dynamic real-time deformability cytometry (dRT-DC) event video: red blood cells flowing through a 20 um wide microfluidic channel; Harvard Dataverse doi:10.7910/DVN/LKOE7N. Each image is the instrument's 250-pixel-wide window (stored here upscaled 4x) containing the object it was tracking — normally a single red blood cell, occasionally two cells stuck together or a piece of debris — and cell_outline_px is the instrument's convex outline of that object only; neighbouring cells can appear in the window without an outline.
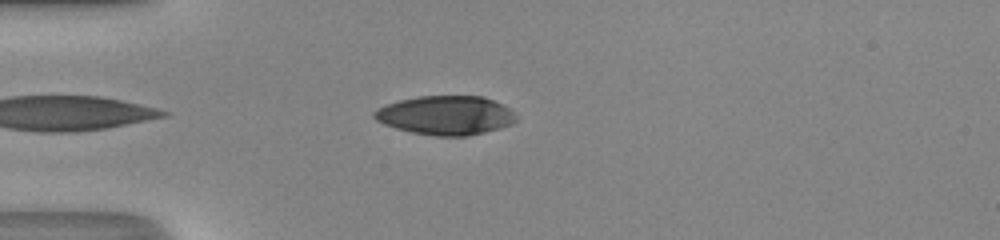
{"species": "human", "species_latin": "Homo sapiens", "temperature_condition": "room temperature", "stored_images_in_passage": 33, "camera_frame_rate_fps": 3000, "um_per_image_px": 0.085, "donor": {"sex": "male"}, "frame": {"image": 1, "passage_image": 1, "time_ms": 0.0, "image_size_px": [1000, 240], "cell_outline_px": [[516, 120], [512, 124], [484, 132], [468, 136], [436, 136], [412, 132], [396, 128], [384, 124], [376, 120], [372, 116], [372, 112], [376, 108], [400, 100], [420, 96], [484, 96], [508, 108], [516, 116]], "centroid_in_image_um": [37.85, 9.8], "position_along_channel_um": 47.1, "area_um2": 32.08}}
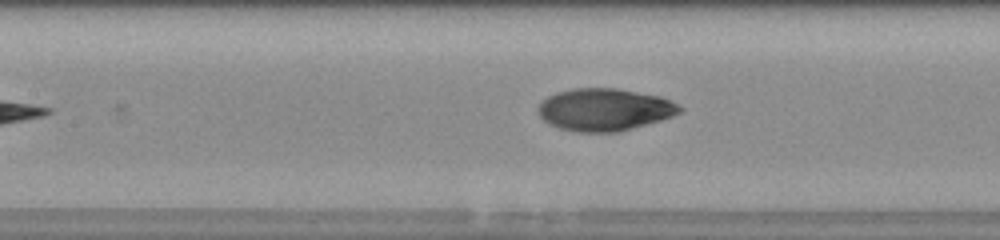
{"frame": {"image": 2, "passage_image": 10, "time_ms": 3.0, "image_size_px": [1000, 240], "cell_outline_px": [[684, 108], [680, 112], [672, 116], [660, 120], [616, 132], [576, 132], [560, 128], [544, 120], [540, 116], [540, 104], [548, 96], [556, 92], [572, 88], [616, 88], [660, 96]], "centroid_in_image_um": [51.39, 9.31], "position_along_channel_um": 156.0, "area_um2": 34.45}}
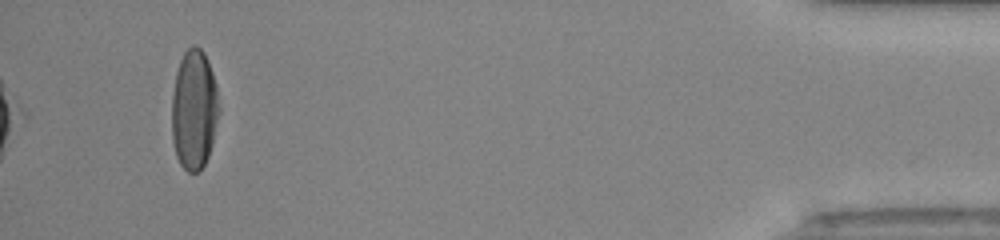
{"frame": {"image": 3, "passage_image": 33, "time_ms": 10.667, "image_size_px": [1000, 240], "cell_outline_px": [[220, 112], [212, 144], [208, 156], [204, 164], [196, 172], [188, 172], [180, 164], [176, 156], [172, 140], [172, 96], [176, 72], [180, 60], [184, 52], [192, 44], [196, 44], [204, 52], [208, 60], [216, 84], [220, 108]], "centroid_in_image_um": [16.5, 9.3], "position_along_channel_um": 418.7, "area_um2": 33.29}, "authors_computed_cell_mechanics": {"area_um2": 34.2754, "velocity_mm_per_s": 4.3658, "shape_relaxation_time_tau1_ms": 4.3931, "shape_relaxation_time_tau2_ms": 1.0708, "deformation_change_tau1": 0.2171, "deformation_change_tau2": 0.0482}}